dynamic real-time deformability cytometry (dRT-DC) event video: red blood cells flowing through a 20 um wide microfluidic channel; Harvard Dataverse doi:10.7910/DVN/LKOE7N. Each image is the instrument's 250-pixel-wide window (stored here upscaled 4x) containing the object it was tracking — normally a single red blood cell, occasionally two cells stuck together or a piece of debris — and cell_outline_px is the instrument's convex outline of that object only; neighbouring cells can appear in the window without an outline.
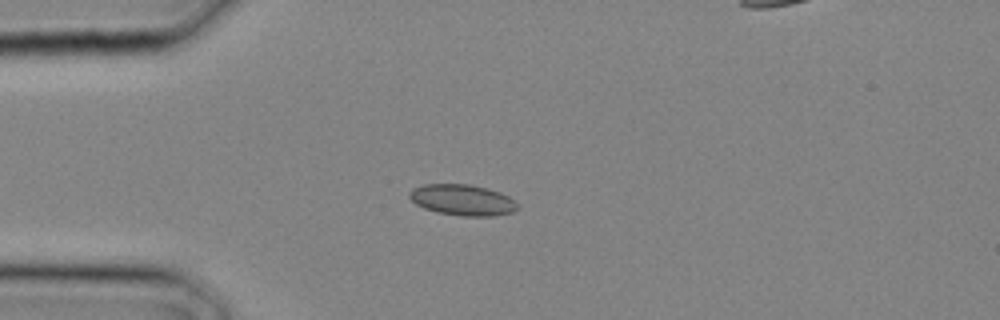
{"species": "common noctule bat (a hibernating species)", "species_latin": "Nyctalus noctula", "temperature_condition": "cold", "stored_images_in_passage": 2, "camera_frame_rate_fps": 3000, "um_per_image_px": 0.085, "animal": {"sex": "male", "body_mass_g": 20.4}, "frame": {"image": 1, "passage_image": 2, "time_ms": 0.333, "image_size_px": [1000, 320], "cell_outline_px": [[520, 208], [512, 212], [496, 216], [464, 216], [436, 212], [424, 208], [416, 204], [408, 196], [408, 192], [412, 188], [424, 184], [472, 184], [500, 192], [508, 196], [520, 204]], "centroid_in_image_um": [39.33, 16.99], "position_along_channel_um": 45.7, "area_um2": 19.77}}